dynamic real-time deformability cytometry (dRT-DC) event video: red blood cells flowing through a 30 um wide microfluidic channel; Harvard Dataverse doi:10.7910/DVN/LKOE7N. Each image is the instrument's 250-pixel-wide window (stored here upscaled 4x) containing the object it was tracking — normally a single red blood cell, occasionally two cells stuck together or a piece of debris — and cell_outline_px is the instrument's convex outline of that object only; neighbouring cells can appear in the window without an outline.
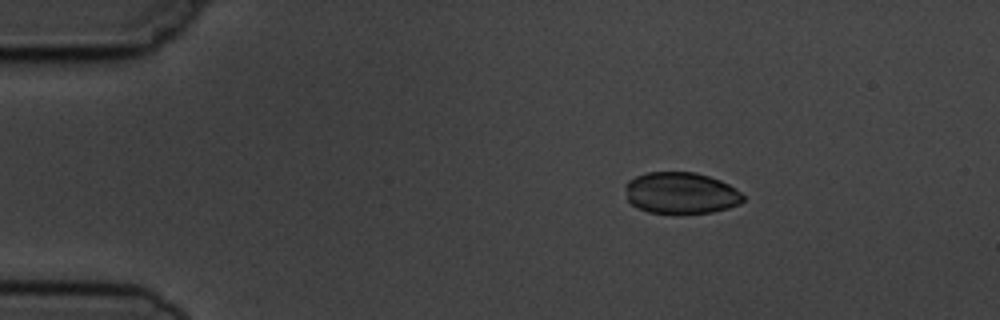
{"species": "common noctule bat (a hibernating species)", "species_latin": "Nyctalus noctula", "temperature_condition": "cold", "stored_images_in_passage": 3, "camera_frame_rate_fps": 3000, "um_per_image_px": 0.085, "animal": {"sex": "male", "body_mass_g": 19.5, "forearm_length_mm": 54.6}, "frame": {"image": 1, "passage_image": 1, "time_ms": 0.0, "image_size_px": [1000, 320], "cell_outline_px": [[744, 200], [740, 204], [728, 208], [712, 212], [672, 216], [648, 212], [636, 208], [628, 200], [624, 188], [624, 184], [628, 180], [636, 176], [648, 172], [696, 172], [720, 180], [728, 184], [740, 192], [744, 196]], "centroid_in_image_um": [57.84, 16.44], "position_along_channel_um": 27.2, "area_um2": 29.3}}